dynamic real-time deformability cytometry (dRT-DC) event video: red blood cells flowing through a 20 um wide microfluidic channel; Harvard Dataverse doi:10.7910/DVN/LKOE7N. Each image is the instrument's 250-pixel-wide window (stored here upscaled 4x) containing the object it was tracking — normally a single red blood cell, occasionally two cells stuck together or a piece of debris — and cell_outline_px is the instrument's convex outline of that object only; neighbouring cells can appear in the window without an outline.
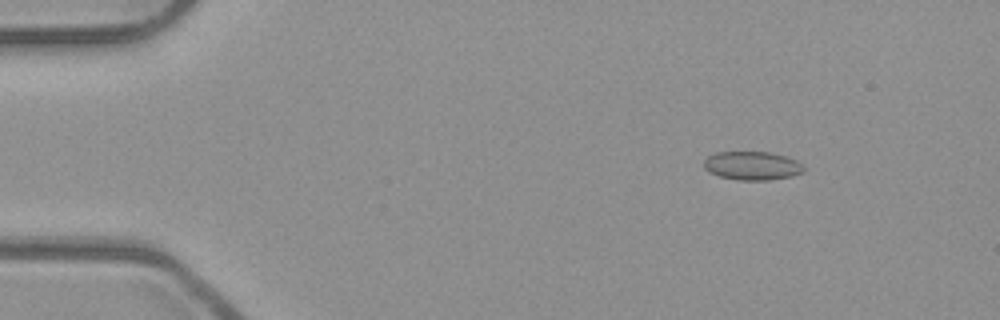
{"species": "common noctule bat (a hibernating species)", "species_latin": "Nyctalus noctula", "temperature_condition": "room temperature", "stored_images_in_passage": 6, "camera_frame_rate_fps": 3000, "um_per_image_px": 0.085, "animal": {"sex": "male", "body_mass_g": 23.1, "forearm_length_mm": 52.7}, "frame": {"image": 1, "passage_image": 2, "time_ms": 0.333, "image_size_px": [1000, 320], "cell_outline_px": [[804, 172], [792, 176], [768, 180], [736, 180], [720, 176], [708, 172], [704, 168], [704, 160], [708, 156], [716, 152], [772, 152], [796, 160], [804, 164]], "centroid_in_image_um": [63.94, 14.09], "position_along_channel_um": 21.1, "area_um2": 16.76}}
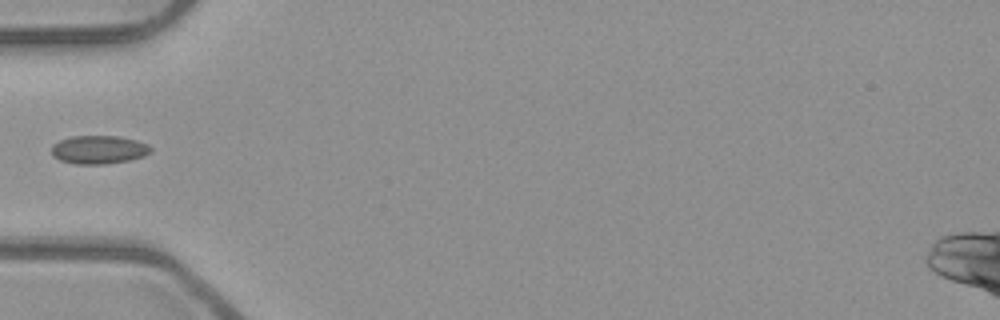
{"frame": {"image": 2, "passage_image": 5, "time_ms": 1.333, "image_size_px": [1000, 320], "cell_outline_px": [[152, 152], [144, 156], [128, 160], [104, 164], [76, 164], [60, 160], [52, 156], [52, 144], [60, 140], [72, 136], [120, 136], [136, 140], [148, 144], [152, 148]], "centroid_in_image_um": [8.4, 12.72], "position_along_channel_um": 76.6, "area_um2": 16.47}}
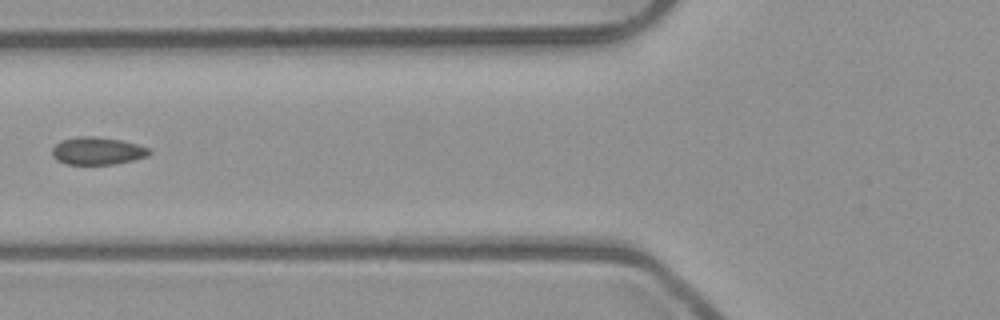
{"frame": {"image": 3, "passage_image": 6, "time_ms": 1.667, "image_size_px": [1000, 320], "cell_outline_px": [[152, 152], [148, 156], [116, 164], [64, 164], [56, 160], [52, 156], [52, 148], [56, 144], [64, 140], [80, 136], [92, 136], [120, 140], [136, 144], [148, 148]], "centroid_in_image_um": [8.27, 12.84], "position_along_channel_um": 117.5, "area_um2": 15.49}}